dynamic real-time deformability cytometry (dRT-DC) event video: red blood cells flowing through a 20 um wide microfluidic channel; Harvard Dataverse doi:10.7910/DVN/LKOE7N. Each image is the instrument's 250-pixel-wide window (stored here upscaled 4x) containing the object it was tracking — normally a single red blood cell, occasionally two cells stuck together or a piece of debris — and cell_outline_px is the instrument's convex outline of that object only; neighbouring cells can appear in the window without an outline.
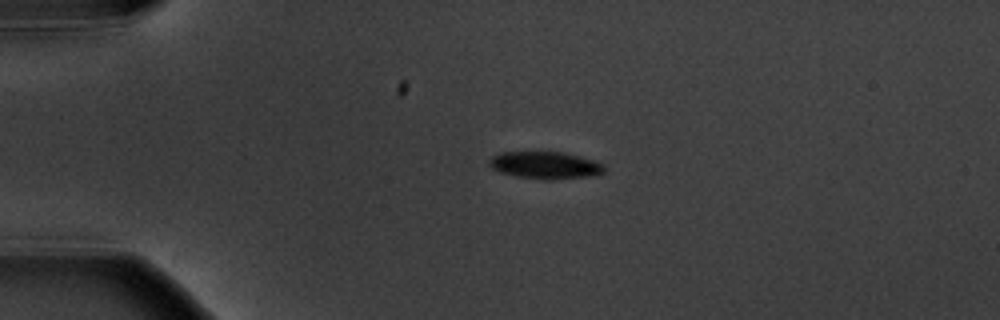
{"species": "common noctule bat (a hibernating species)", "species_latin": "Nyctalus noctula", "temperature_condition": "warm", "stored_images_in_passage": 5, "camera_frame_rate_fps": 3000, "um_per_image_px": 0.085, "animal": {"sex": "male", "body_mass_g": 20.1, "forearm_length_mm": 53.5}, "frame": {"image": 1, "passage_image": 4, "time_ms": 3.333, "image_size_px": [1000, 320], "cell_outline_px": [[604, 172], [588, 176], [548, 180], [544, 180], [516, 176], [500, 172], [492, 168], [488, 164], [488, 160], [492, 156], [500, 152], [560, 152], [580, 156], [604, 164]], "centroid_in_image_um": [46.3, 14.04], "position_along_channel_um": 38.7, "area_um2": 18.15}}